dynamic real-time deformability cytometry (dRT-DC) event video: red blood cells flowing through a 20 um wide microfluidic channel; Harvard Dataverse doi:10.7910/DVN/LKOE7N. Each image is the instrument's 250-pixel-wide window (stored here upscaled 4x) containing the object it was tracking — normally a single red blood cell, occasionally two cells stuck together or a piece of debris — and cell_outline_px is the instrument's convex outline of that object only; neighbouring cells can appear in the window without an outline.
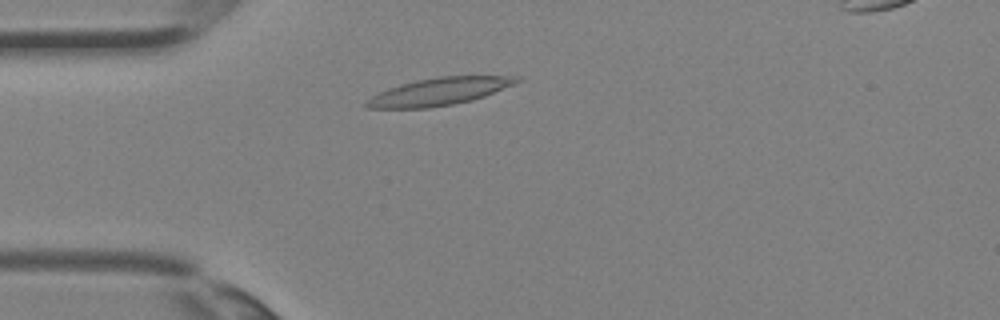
{"species": "Egyptian fruit bat (a non-hibernating species)", "species_latin": "Rousettus aegyptiacus", "temperature_condition": "room temperature", "stored_images_in_passage": 1, "camera_frame_rate_fps": 3000, "um_per_image_px": 0.085, "animal": {"sex": "female"}, "frame": {"image": 1, "passage_image": 1, "time_ms": 0.0, "image_size_px": [1000, 320], "cell_outline_px": [[524, 80], [516, 84], [484, 96], [472, 100], [452, 104], [428, 108], [368, 108], [364, 104], [364, 100], [388, 88], [400, 84], [416, 80], [440, 76], [520, 76]], "centroid_in_image_um": [37.36, 7.77], "position_along_channel_um": 47.6, "area_um2": 24.1}}